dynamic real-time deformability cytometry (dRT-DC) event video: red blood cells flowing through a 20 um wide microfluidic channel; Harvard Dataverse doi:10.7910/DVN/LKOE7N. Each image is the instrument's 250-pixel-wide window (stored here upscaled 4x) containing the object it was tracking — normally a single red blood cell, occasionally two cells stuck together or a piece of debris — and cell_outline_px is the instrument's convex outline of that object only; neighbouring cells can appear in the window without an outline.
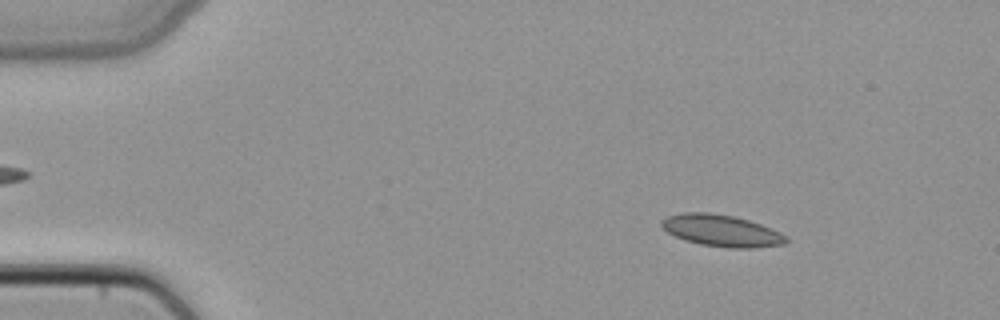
{"species": "common noctule bat (a hibernating species)", "species_latin": "Nyctalus noctula", "temperature_condition": "cold", "stored_images_in_passage": 4, "camera_frame_rate_fps": 3000, "um_per_image_px": 0.085, "animal": {"sex": "female", "body_mass_g": 22.7, "forearm_length_mm": 54.2}, "frame": {"image": 1, "passage_image": 1, "time_ms": 0.0, "image_size_px": [1000, 320], "cell_outline_px": [[788, 240], [784, 244], [756, 248], [728, 248], [700, 244], [684, 240], [668, 232], [660, 224], [660, 220], [668, 216], [680, 212], [712, 212], [736, 216], [760, 224], [780, 232], [788, 236]], "centroid_in_image_um": [61.33, 19.6], "position_along_channel_um": 23.7, "area_um2": 23.24}}
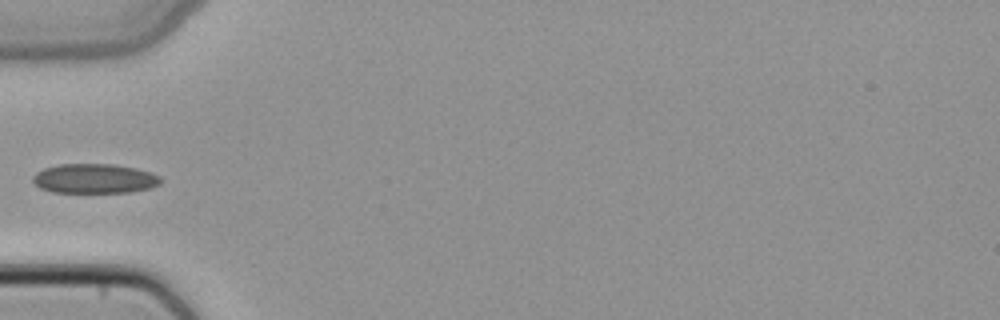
{"frame": {"image": 2, "passage_image": 4, "time_ms": 1.0, "image_size_px": [1000, 320], "cell_outline_px": [[160, 184], [152, 188], [128, 192], [52, 192], [40, 188], [32, 180], [32, 176], [36, 172], [44, 168], [60, 164], [116, 164], [136, 168], [152, 172], [160, 176]], "centroid_in_image_um": [8.04, 15.17], "position_along_channel_um": 77.0, "area_um2": 22.14}}